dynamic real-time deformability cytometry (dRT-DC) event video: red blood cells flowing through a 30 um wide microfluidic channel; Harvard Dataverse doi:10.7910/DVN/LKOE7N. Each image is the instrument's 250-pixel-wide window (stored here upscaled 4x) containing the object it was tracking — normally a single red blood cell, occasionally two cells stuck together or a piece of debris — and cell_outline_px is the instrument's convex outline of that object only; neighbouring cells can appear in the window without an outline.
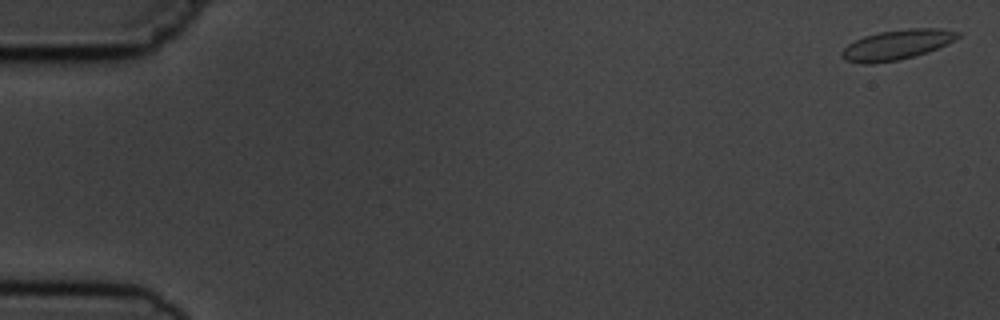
{"species": "common noctule bat (a hibernating species)", "species_latin": "Nyctalus noctula", "temperature_condition": "cold", "stored_images_in_passage": 5, "camera_frame_rate_fps": 3000, "um_per_image_px": 0.085, "animal": {"sex": "male", "body_mass_g": 19.5, "forearm_length_mm": 54.6}, "frame": {"image": 1, "passage_image": 1, "time_ms": 0.0, "image_size_px": [1000, 320], "cell_outline_px": [[960, 36], [956, 40], [948, 44], [928, 52], [900, 60], [872, 64], [864, 64], [844, 60], [840, 56], [840, 52], [848, 44], [864, 36], [880, 32], [908, 28], [940, 28], [960, 32]], "centroid_in_image_um": [76.24, 3.81], "position_along_channel_um": 8.8, "area_um2": 20.46}}